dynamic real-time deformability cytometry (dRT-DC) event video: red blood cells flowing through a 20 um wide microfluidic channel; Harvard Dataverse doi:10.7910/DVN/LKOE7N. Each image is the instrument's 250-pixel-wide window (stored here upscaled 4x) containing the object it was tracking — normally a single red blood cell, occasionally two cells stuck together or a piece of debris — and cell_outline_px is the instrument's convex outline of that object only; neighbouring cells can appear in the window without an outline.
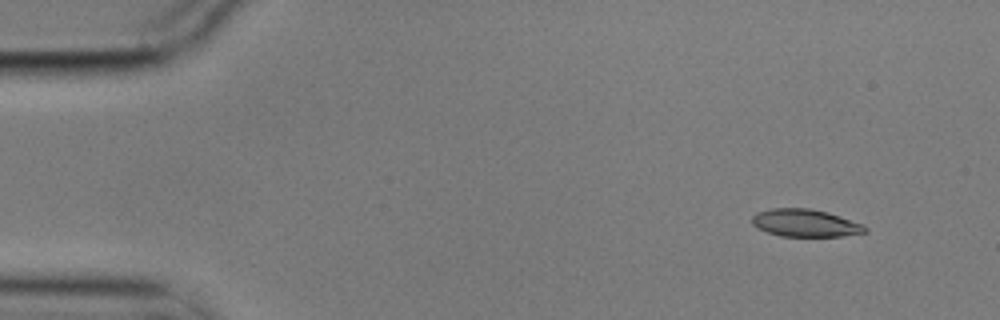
{"species": "common noctule bat (a hibernating species)", "species_latin": "Nyctalus noctula", "temperature_condition": "cold", "stored_images_in_passage": 4, "camera_frame_rate_fps": 3000, "um_per_image_px": 0.085, "animal": {"sex": "male", "body_mass_g": 17.9}, "frame": {"image": 1, "passage_image": 1, "time_ms": 0.0, "image_size_px": [1000, 320], "cell_outline_px": [[868, 232], [840, 236], [780, 236], [756, 228], [752, 224], [752, 216], [756, 212], [772, 208], [808, 208], [828, 212], [864, 224], [868, 228]], "centroid_in_image_um": [68.45, 18.95], "position_along_channel_um": 16.6, "area_um2": 18.26}}
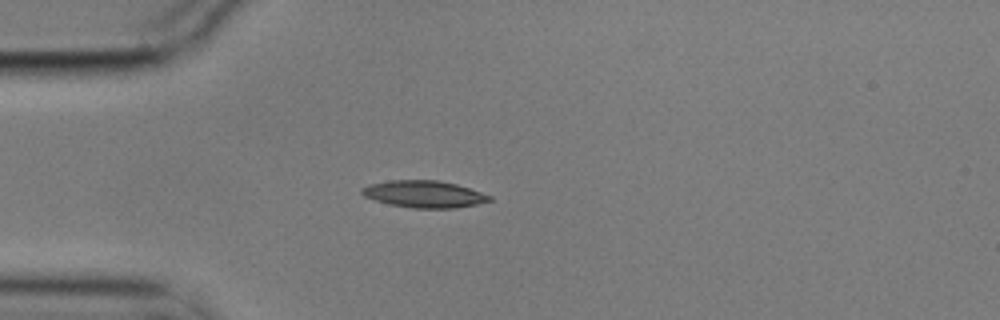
{"frame": {"image": 2, "passage_image": 4, "time_ms": 1.0, "image_size_px": [1000, 320], "cell_outline_px": [[492, 200], [476, 204], [456, 208], [412, 208], [388, 204], [364, 196], [360, 192], [360, 188], [368, 184], [392, 180], [436, 180], [456, 184], [492, 196]], "centroid_in_image_um": [36.01, 16.5], "position_along_channel_um": 49.0, "area_um2": 20.0}}